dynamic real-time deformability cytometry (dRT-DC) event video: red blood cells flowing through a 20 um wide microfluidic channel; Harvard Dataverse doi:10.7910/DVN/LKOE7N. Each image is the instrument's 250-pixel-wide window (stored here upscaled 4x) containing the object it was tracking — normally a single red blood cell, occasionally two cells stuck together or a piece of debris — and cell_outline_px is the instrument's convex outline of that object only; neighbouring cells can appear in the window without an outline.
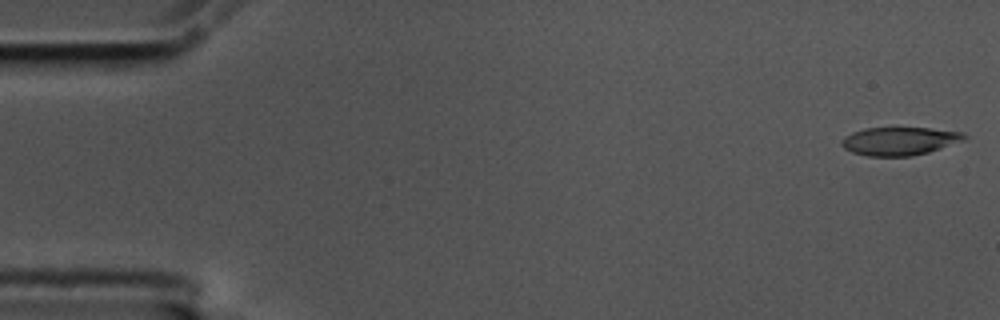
{"species": "common noctule bat (a hibernating species)", "species_latin": "Nyctalus noctula", "temperature_condition": "cold", "stored_images_in_passage": 5, "camera_frame_rate_fps": 3000, "um_per_image_px": 0.085, "animal": {"sex": "male", "body_mass_g": 17.5, "forearm_length_mm": 52.3}, "frame": {"image": 1, "passage_image": 1, "time_ms": 0.0, "image_size_px": [1000, 320], "cell_outline_px": [[968, 136], [964, 140], [928, 152], [912, 156], [868, 156], [852, 152], [844, 148], [840, 144], [840, 140], [844, 136], [852, 132], [864, 128], [928, 128], [964, 132]], "centroid_in_image_um": [76.43, 11.99], "position_along_channel_um": 8.6, "area_um2": 20.17}}
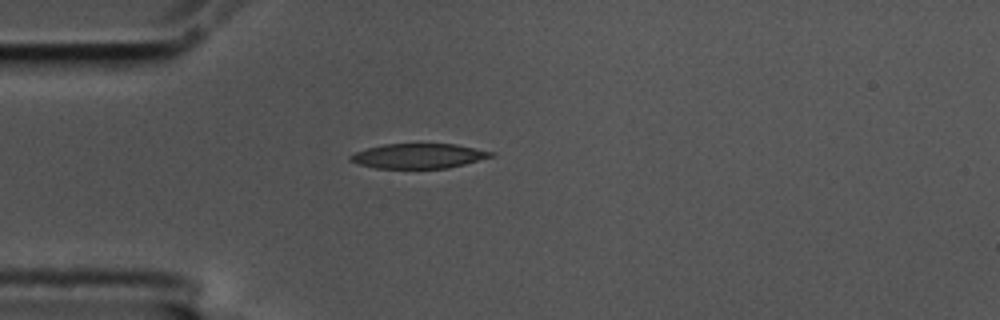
{"frame": {"image": 2, "passage_image": 5, "time_ms": 1.333, "image_size_px": [1000, 320], "cell_outline_px": [[496, 156], [448, 168], [376, 168], [360, 164], [348, 160], [348, 156], [356, 152], [368, 148], [384, 144], [456, 144], [496, 152]], "centroid_in_image_um": [35.63, 13.25], "position_along_channel_um": 49.4, "area_um2": 20.35}}